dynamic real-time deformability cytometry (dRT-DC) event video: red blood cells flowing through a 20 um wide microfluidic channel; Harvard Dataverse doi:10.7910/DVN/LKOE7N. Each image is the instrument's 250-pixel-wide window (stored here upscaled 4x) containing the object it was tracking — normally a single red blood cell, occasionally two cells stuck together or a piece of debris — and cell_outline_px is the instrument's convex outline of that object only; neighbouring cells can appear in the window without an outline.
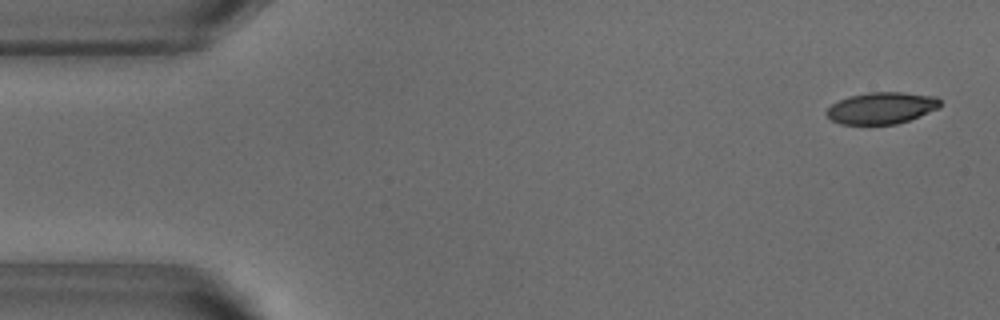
{"species": "common noctule bat (a hibernating species)", "species_latin": "Nyctalus noctula", "temperature_condition": "warm", "stored_images_in_passage": 51, "camera_frame_rate_fps": 3000, "um_per_image_px": 0.085, "animal": {"sex": "male", "body_mass_g": 18.8}, "frame": {"image": 1, "passage_image": 1, "time_ms": 0.0, "image_size_px": [1000, 320], "cell_outline_px": [[940, 108], [908, 120], [896, 124], [840, 124], [832, 120], [824, 112], [832, 104], [848, 96], [868, 92], [904, 92], [936, 96], [940, 100]], "centroid_in_image_um": [74.93, 9.17], "position_along_channel_um": 10.1, "area_um2": 20.98}}
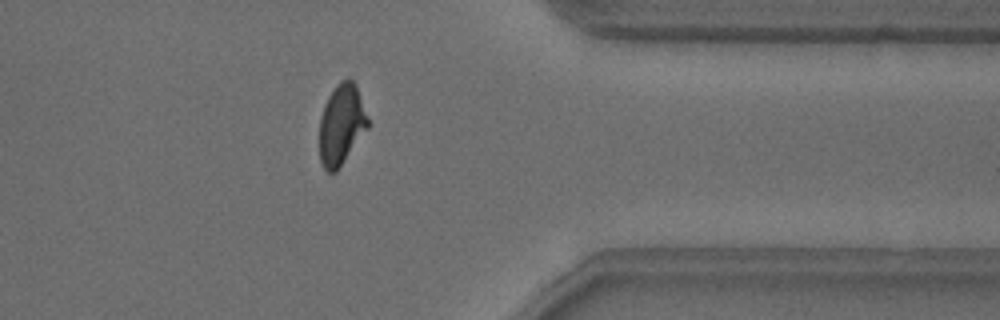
{"frame": {"image": 2, "passage_image": 40, "time_ms": 13.0, "image_size_px": [1000, 320], "cell_outline_px": [[368, 128], [336, 172], [328, 172], [324, 168], [320, 160], [320, 116], [324, 104], [328, 96], [336, 84], [340, 80], [352, 80], [356, 84], [368, 120]], "centroid_in_image_um": [29.0, 10.58], "position_along_channel_um": 382.4, "area_um2": 22.48}}
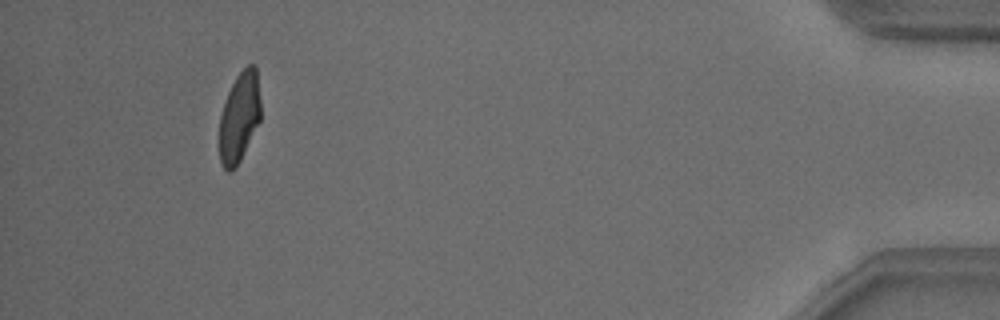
{"frame": {"image": 3, "passage_image": 47, "time_ms": 15.333, "image_size_px": [1000, 320], "cell_outline_px": [[260, 120], [236, 168], [232, 172], [228, 172], [220, 164], [220, 116], [228, 92], [236, 76], [248, 64], [252, 64], [256, 68], [260, 100]], "centroid_in_image_um": [20.34, 9.98], "position_along_channel_um": 414.9, "area_um2": 21.44}, "authors_computed_cell_mechanics": {"area_um2": 23.0622, "velocity_mm_per_s": 3.8457, "shape_relaxation_time_tau1_ms": 4.5842, "shape_relaxation_time_tau2_ms": 1.3974, "deformation_change_tau1": 0.1758, "deformation_change_tau2": 0.078}}